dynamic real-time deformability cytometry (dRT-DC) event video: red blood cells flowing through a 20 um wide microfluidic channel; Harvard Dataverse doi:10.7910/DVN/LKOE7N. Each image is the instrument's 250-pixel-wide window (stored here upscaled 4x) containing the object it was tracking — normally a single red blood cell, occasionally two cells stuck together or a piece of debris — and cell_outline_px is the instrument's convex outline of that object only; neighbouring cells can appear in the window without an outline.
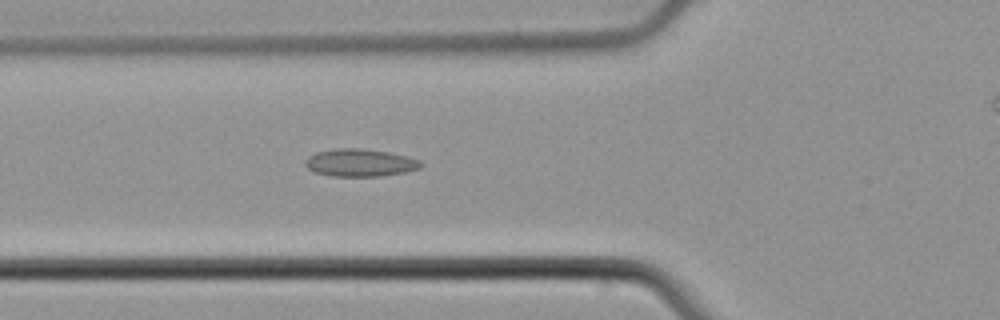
{"species": "common noctule bat (a hibernating species)", "species_latin": "Nyctalus noctula", "temperature_condition": "cold", "stored_images_in_passage": 35, "camera_frame_rate_fps": 3000, "um_per_image_px": 0.085, "animal": {"sex": "male", "body_mass_g": 21.5, "forearm_length_mm": 52.0}, "frame": {"image": 1, "passage_image": 3, "time_ms": 0.667, "image_size_px": [1000, 320], "cell_outline_px": [[424, 164], [420, 168], [404, 172], [380, 176], [332, 176], [316, 172], [308, 168], [304, 164], [304, 160], [308, 156], [316, 152], [336, 148], [360, 148], [388, 152], [420, 160]], "centroid_in_image_um": [30.58, 13.83], "position_along_channel_um": 95.2, "area_um2": 18.5}}
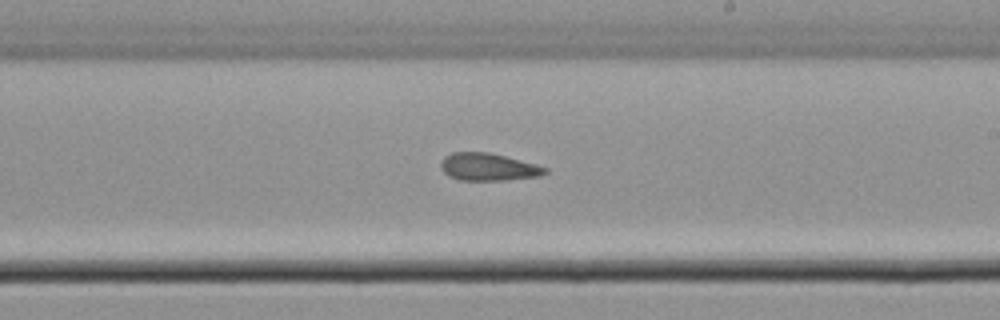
{"frame": {"image": 2, "passage_image": 15, "time_ms": 4.667, "image_size_px": [1000, 320], "cell_outline_px": [[548, 172], [540, 176], [508, 180], [460, 180], [448, 176], [440, 168], [440, 164], [444, 156], [452, 152], [488, 152], [536, 164], [548, 168]], "centroid_in_image_um": [41.49, 14.19], "position_along_channel_um": 247.5, "area_um2": 16.76}}
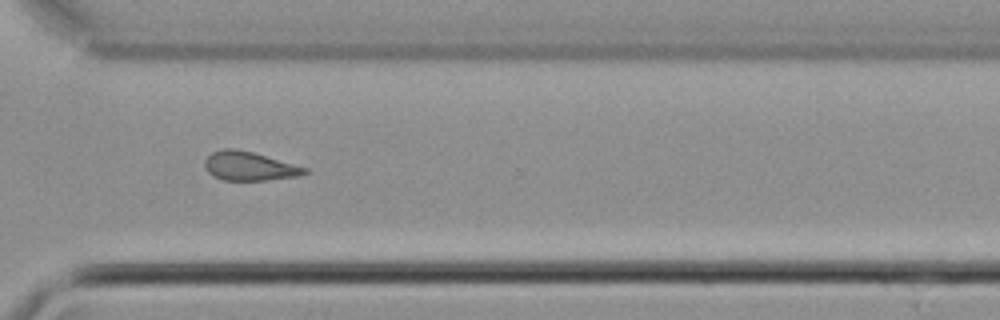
{"frame": {"image": 3, "passage_image": 23, "time_ms": 7.333, "image_size_px": [1000, 320], "cell_outline_px": [[308, 172], [300, 176], [268, 180], [224, 180], [212, 176], [204, 168], [204, 160], [212, 152], [224, 148], [232, 148], [252, 152], [308, 168]], "centroid_in_image_um": [21.17, 14.13], "position_along_channel_um": 349.4, "area_um2": 16.82}, "authors_computed_cell_mechanics": {"area_um2": 16.5886, "velocity_mm_per_s": 3.8005, "shape_relaxation_time_tau1_ms": null, "shape_relaxation_time_tau2_ms": 4.2226, "deformation_change_tau1": null, "deformation_change_tau2": 0.1056}}